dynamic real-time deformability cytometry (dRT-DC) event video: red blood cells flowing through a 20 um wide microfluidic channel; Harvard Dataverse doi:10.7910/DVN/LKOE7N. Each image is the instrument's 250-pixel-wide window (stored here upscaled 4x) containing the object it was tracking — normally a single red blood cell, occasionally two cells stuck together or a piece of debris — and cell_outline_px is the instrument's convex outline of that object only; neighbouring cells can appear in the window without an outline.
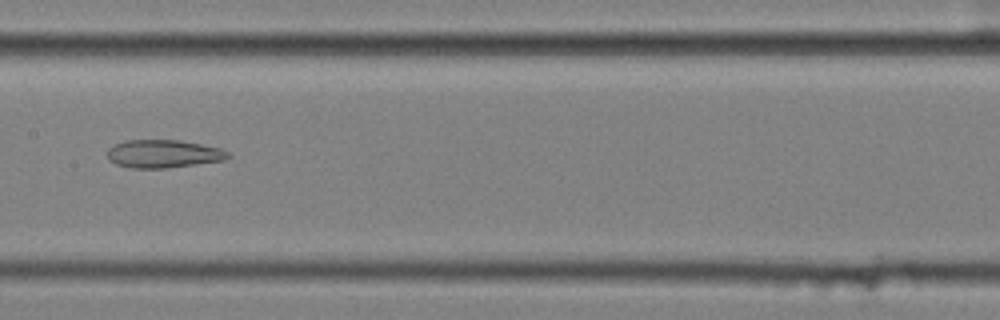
{"species": "common noctule bat (a hibernating species)", "species_latin": "Nyctalus noctula", "temperature_condition": "cold", "stored_images_in_passage": 17, "camera_frame_rate_fps": 3000, "um_per_image_px": 0.085, "animal": {"sex": "female", "body_mass_g": 25.1}, "frame": {"image": 1, "passage_image": 10, "time_ms": 3.0, "image_size_px": [1000, 320], "cell_outline_px": [[232, 156], [224, 160], [164, 168], [128, 168], [116, 164], [108, 160], [108, 148], [112, 144], [124, 140], [180, 140], [220, 148], [228, 152]], "centroid_in_image_um": [13.84, 13.07], "position_along_channel_um": 193.6, "area_um2": 19.77}}